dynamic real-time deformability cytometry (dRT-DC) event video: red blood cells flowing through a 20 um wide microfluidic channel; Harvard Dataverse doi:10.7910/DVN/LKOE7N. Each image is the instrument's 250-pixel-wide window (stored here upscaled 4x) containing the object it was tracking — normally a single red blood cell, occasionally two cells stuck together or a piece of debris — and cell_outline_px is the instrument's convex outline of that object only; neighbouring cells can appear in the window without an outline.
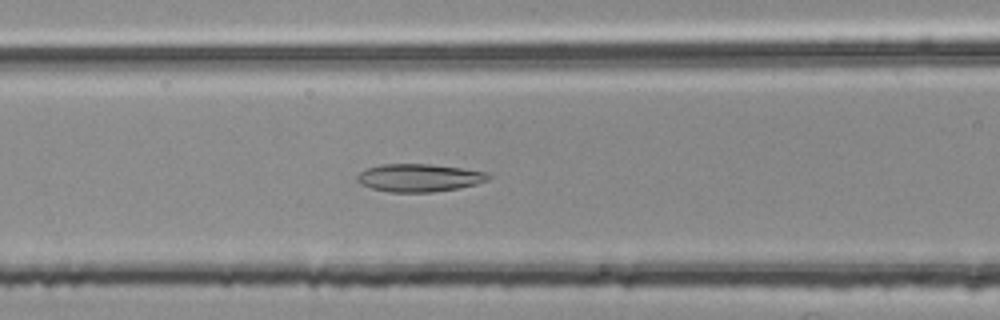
{"species": "common noctule bat (a hibernating species)", "species_latin": "Nyctalus noctula", "temperature_condition": "room temperature", "stored_images_in_passage": 36, "camera_frame_rate_fps": 3000, "um_per_image_px": 0.085, "animal": {"sex": "female", "body_mass_g": 25.1}, "frame": {"image": 1, "passage_image": 12, "time_ms": 3.667, "image_size_px": [1000, 320], "cell_outline_px": [[492, 176], [488, 180], [476, 184], [460, 188], [432, 192], [388, 192], [372, 188], [360, 184], [356, 180], [356, 176], [360, 172], [368, 168], [380, 164], [428, 164], [460, 168], [488, 172]], "centroid_in_image_um": [35.63, 15.11], "position_along_channel_um": 131.0, "area_um2": 21.33}}
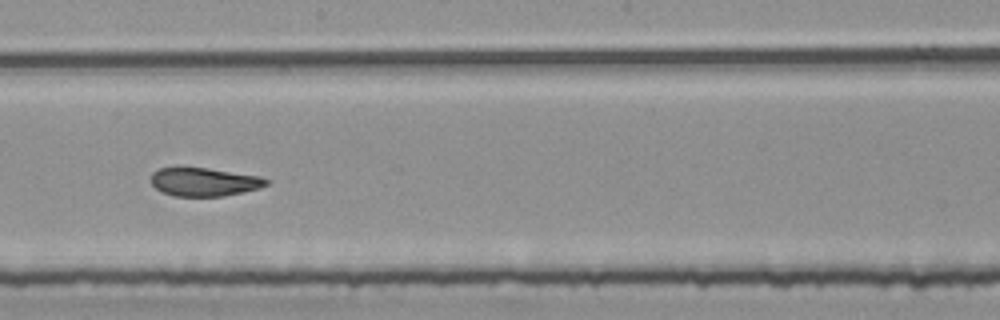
{"frame": {"image": 2, "passage_image": 20, "time_ms": 6.333, "image_size_px": [1000, 320], "cell_outline_px": [[268, 184], [260, 188], [224, 196], [172, 196], [160, 192], [152, 184], [152, 172], [160, 168], [208, 168], [260, 176], [268, 180]], "centroid_in_image_um": [17.35, 15.47], "position_along_channel_um": 230.8, "area_um2": 19.02}}
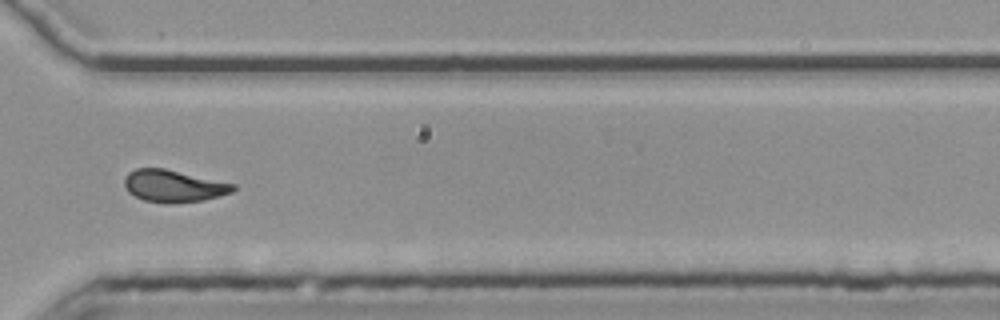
{"frame": {"image": 3, "passage_image": 30, "time_ms": 9.667, "image_size_px": [1000, 320], "cell_outline_px": [[236, 188], [232, 192], [220, 196], [204, 200], [172, 204], [168, 204], [144, 200], [128, 192], [124, 184], [124, 180], [128, 172], [136, 168], [164, 168], [236, 184]], "centroid_in_image_um": [14.76, 15.81], "position_along_channel_um": 355.8, "area_um2": 20.46}, "authors_computed_cell_mechanics": {"area_um2": 20.6346, "velocity_mm_per_s": 3.7615, "shape_relaxation_time_tau1_ms": 4.891, "shape_relaxation_time_tau2_ms": 1.6987, "deformation_change_tau1": 0.1808, "deformation_change_tau2": 0.0962}}